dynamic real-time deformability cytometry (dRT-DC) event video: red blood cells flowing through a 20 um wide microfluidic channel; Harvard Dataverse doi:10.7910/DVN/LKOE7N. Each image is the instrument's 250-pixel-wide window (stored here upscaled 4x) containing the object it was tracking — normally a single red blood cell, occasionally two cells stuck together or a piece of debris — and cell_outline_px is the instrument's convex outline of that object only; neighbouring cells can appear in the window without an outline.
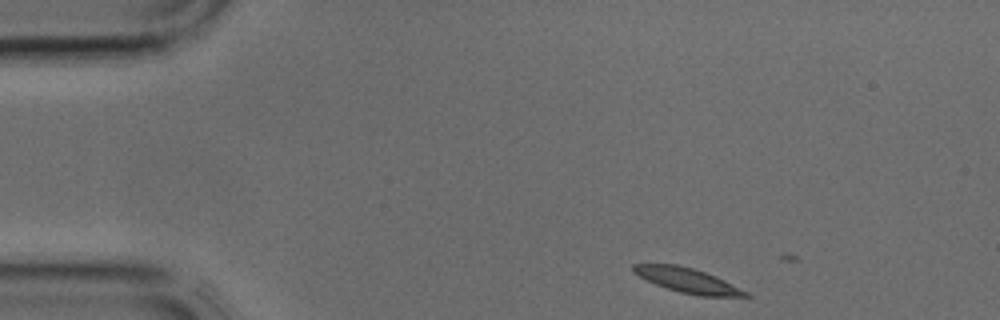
{"species": "common noctule bat (a hibernating species)", "species_latin": "Nyctalus noctula", "temperature_condition": "cold", "stored_images_in_passage": 4, "segment_of_instrument_passage": [1, 2], "camera_frame_rate_fps": 3000, "um_per_image_px": 0.085, "animal": {"sex": "male", "body_mass_g": 17.9, "forearm_length_mm": 54.2}, "frame": {"image": 1, "passage_image": 1, "time_ms": 0.0, "image_size_px": [1000, 320], "cell_outline_px": [[752, 296], [696, 296], [680, 292], [656, 284], [632, 272], [632, 264], [676, 264], [692, 268], [704, 272], [724, 280], [748, 292]], "centroid_in_image_um": [58.43, 23.83], "position_along_channel_um": 26.6, "area_um2": 15.84}}